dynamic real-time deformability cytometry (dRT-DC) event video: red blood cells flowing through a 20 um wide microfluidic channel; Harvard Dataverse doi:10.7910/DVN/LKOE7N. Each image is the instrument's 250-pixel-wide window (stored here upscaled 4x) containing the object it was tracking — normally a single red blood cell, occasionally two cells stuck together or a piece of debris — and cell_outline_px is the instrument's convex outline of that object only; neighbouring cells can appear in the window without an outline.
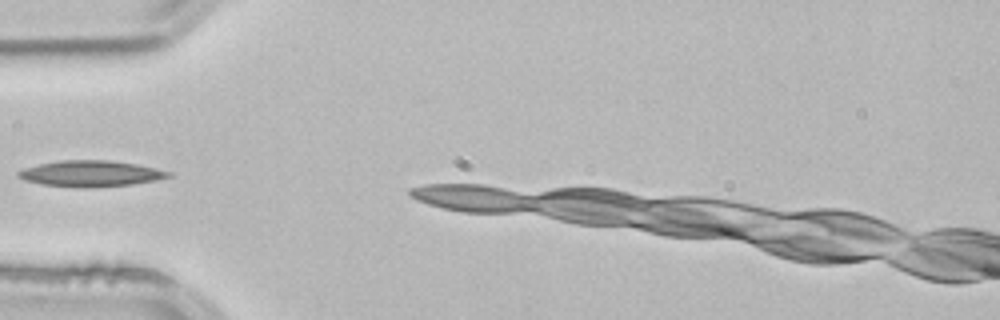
{"species": "common noctule bat (a hibernating species)", "species_latin": "Nyctalus noctula", "temperature_condition": "room temperature", "stored_images_in_passage": 2, "camera_frame_rate_fps": 3000, "um_per_image_px": 0.085, "animal": {"sex": "male", "body_mass_g": 21.5, "forearm_length_mm": 52.0}, "frame": {"image": 1, "passage_image": 1, "time_ms": 0.0, "image_size_px": [1000, 320], "cell_outline_px": [[172, 176], [156, 180], [132, 184], [88, 188], [76, 188], [44, 184], [24, 180], [16, 176], [16, 172], [24, 168], [40, 164], [60, 160], [108, 160], [136, 164], [172, 172]], "centroid_in_image_um": [7.69, 14.76], "position_along_channel_um": 77.3, "area_um2": 22.77}}